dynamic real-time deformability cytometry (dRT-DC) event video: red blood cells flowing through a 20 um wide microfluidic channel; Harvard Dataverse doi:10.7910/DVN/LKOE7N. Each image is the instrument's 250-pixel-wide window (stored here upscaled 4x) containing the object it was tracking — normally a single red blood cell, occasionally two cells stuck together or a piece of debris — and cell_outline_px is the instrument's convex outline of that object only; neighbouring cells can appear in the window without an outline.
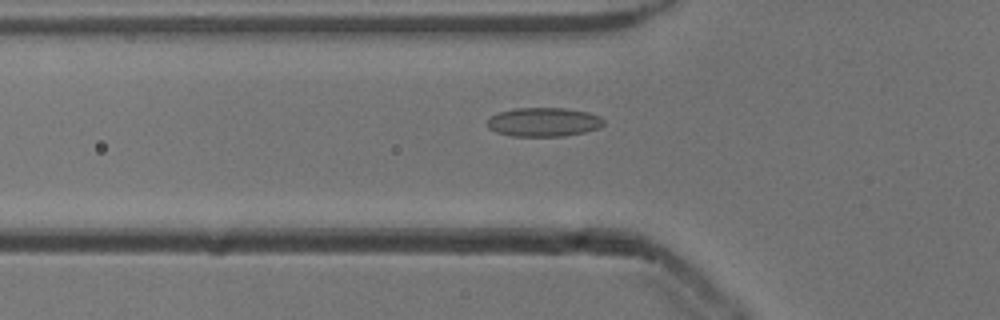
{"species": "common noctule bat (a hibernating species)", "species_latin": "Nyctalus noctula", "temperature_condition": "cold", "stored_images_in_passage": 37, "camera_frame_rate_fps": 3000, "um_per_image_px": 0.085, "animal": {"sex": "male", "body_mass_g": 13.3}, "frame": {"image": 1, "passage_image": 2, "time_ms": 0.333, "image_size_px": [1000, 320], "cell_outline_px": [[604, 124], [600, 128], [584, 132], [564, 136], [512, 136], [496, 132], [488, 128], [488, 120], [492, 116], [500, 112], [516, 108], [568, 108], [588, 112], [600, 116], [604, 120]], "centroid_in_image_um": [46.25, 10.37], "position_along_channel_um": 79.6, "area_um2": 19.65}}
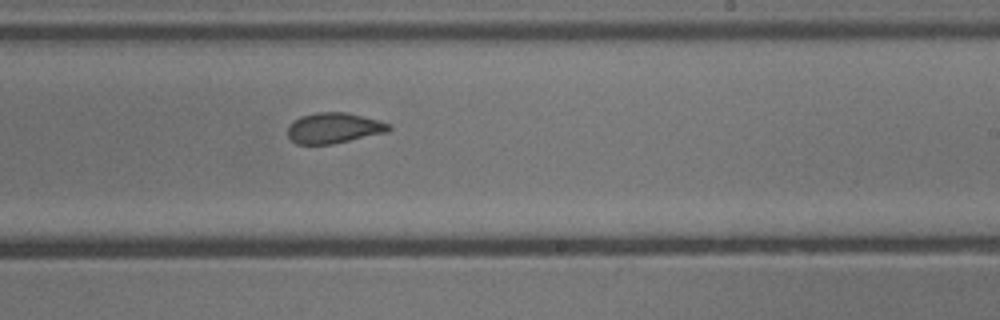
{"frame": {"image": 2, "passage_image": 16, "time_ms": 5.0, "image_size_px": [1000, 320], "cell_outline_px": [[392, 128], [388, 132], [332, 144], [296, 144], [288, 136], [288, 124], [300, 116], [316, 112], [348, 112], [380, 120], [388, 124]], "centroid_in_image_um": [28.37, 10.87], "position_along_channel_um": 260.6, "area_um2": 18.15}}
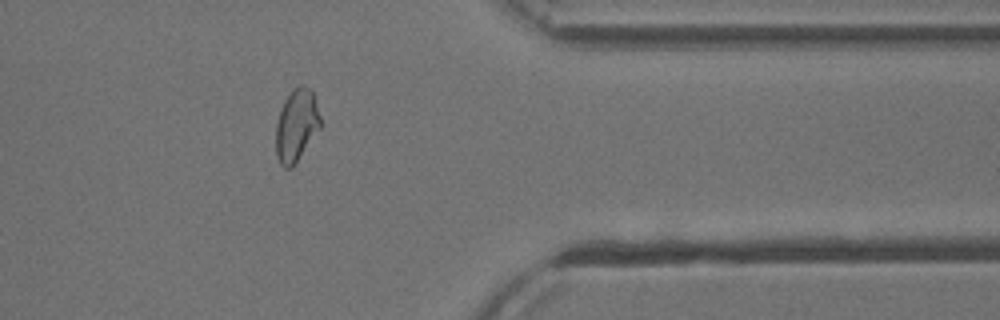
{"frame": {"image": 3, "passage_image": 27, "time_ms": 8.667, "image_size_px": [1000, 320], "cell_outline_px": [[324, 124], [292, 168], [284, 168], [280, 164], [276, 156], [276, 124], [280, 108], [284, 100], [292, 88], [300, 84], [304, 84], [312, 88]], "centroid_in_image_um": [25.23, 10.61], "position_along_channel_um": 386.2, "area_um2": 19.54}, "authors_computed_cell_mechanics": {"area_um2": 18.6694, "velocity_mm_per_s": 3.8548, "shape_relaxation_time_tau1_ms": null, "shape_relaxation_time_tau2_ms": 1.463, "deformation_change_tau1": null, "deformation_change_tau2": 0.0691}}